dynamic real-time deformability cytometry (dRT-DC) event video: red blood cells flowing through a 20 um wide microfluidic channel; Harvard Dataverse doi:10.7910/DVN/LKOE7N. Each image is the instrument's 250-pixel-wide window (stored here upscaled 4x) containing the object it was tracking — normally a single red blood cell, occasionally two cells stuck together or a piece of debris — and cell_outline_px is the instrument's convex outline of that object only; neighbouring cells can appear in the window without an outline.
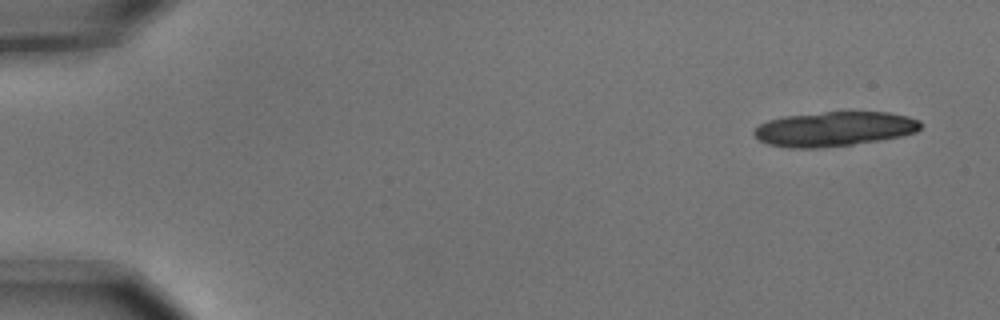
{"species": "common noctule bat (a hibernating species)", "species_latin": "Nyctalus noctula", "temperature_condition": "cold", "stored_images_in_passage": 4, "camera_frame_rate_fps": 3000, "um_per_image_px": 0.085, "animal": {"sex": "male", "body_mass_g": 15.6}, "frame": {"image": 1, "passage_image": 1, "time_ms": 0.0, "image_size_px": [1000, 320], "cell_outline_px": [[920, 128], [916, 132], [900, 136], [852, 144], [816, 148], [788, 148], [768, 144], [760, 140], [752, 132], [760, 124], [768, 120], [784, 116], [824, 112], [888, 112], [908, 116], [920, 120]], "centroid_in_image_um": [70.9, 10.95], "position_along_channel_um": 14.1, "area_um2": 33.35}}